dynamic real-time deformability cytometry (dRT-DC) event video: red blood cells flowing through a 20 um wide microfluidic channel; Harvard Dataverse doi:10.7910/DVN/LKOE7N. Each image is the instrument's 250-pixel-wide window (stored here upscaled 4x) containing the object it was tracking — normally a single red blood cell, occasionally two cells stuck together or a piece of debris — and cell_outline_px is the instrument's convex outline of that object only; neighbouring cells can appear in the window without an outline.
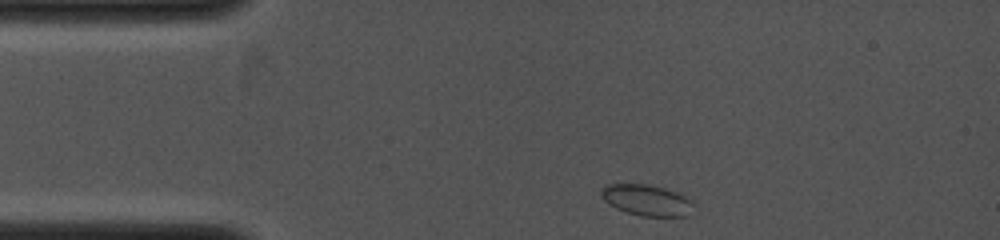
{"species": "common noctule bat (a hibernating species)", "species_latin": "Nyctalus noctula", "temperature_condition": "cold", "stored_images_in_passage": 33, "camera_frame_rate_fps": 4000, "um_per_image_px": 0.085, "animal": {"sex": "female", "body_mass_g": 19.0, "forearm_length_mm": 53.3}, "frame": {"image": 1, "passage_image": 1, "time_ms": 0.0, "image_size_px": [1000, 240], "cell_outline_px": [[692, 204], [688, 216], [640, 216], [616, 208], [608, 204], [600, 196], [600, 188], [608, 184], [648, 184], [664, 188], [676, 192], [692, 200]], "centroid_in_image_um": [54.92, 17.0], "position_along_channel_um": 30.1, "area_um2": 16.65}}
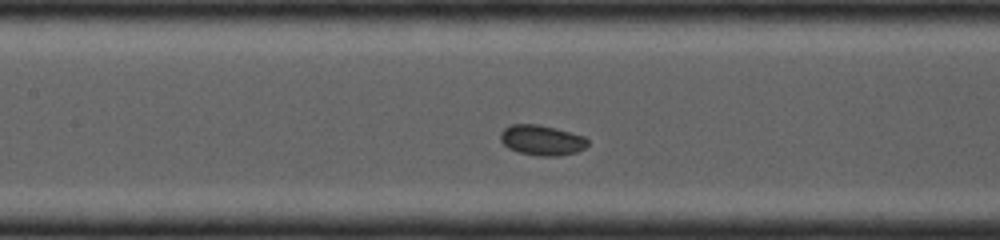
{"frame": {"image": 2, "passage_image": 13, "time_ms": 3.5, "image_size_px": [1000, 240], "cell_outline_px": [[588, 144], [584, 148], [576, 152], [560, 156], [540, 156], [520, 152], [508, 148], [500, 140], [500, 132], [504, 128], [512, 124], [540, 124], [556, 128], [584, 136], [588, 140]], "centroid_in_image_um": [46.05, 11.91], "position_along_channel_um": 161.4, "area_um2": 15.43}}
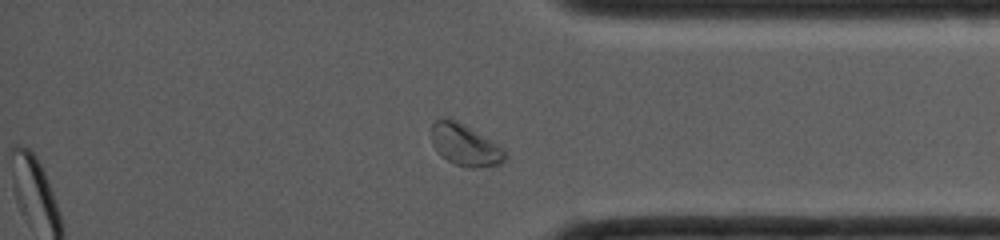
{"frame": {"image": 3, "passage_image": 29, "time_ms": 8.25, "image_size_px": [1000, 240], "cell_outline_px": [[508, 156], [504, 164], [480, 168], [472, 168], [452, 164], [440, 156], [436, 152], [432, 144], [432, 124], [436, 120], [456, 120], [496, 144]], "centroid_in_image_um": [39.52, 12.39], "position_along_channel_um": 395.7, "area_um2": 17.69}}